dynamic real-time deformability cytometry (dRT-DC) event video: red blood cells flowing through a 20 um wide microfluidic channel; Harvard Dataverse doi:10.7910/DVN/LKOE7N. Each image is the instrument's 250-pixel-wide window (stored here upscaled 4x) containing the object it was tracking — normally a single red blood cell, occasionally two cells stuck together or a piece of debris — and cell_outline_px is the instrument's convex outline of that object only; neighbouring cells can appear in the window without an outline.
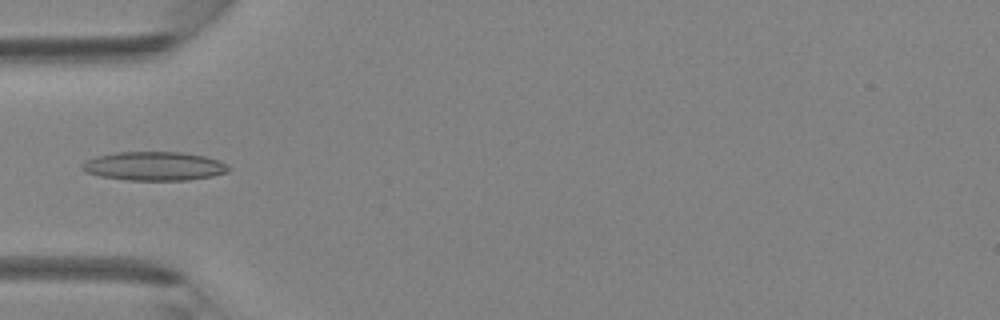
{"species": "Egyptian fruit bat (a non-hibernating species)", "species_latin": "Rousettus aegyptiacus", "temperature_condition": "room temperature", "stored_images_in_passage": 38, "camera_frame_rate_fps": 3000, "um_per_image_px": 0.085, "animal": {"sex": "female"}, "frame": {"image": 1, "passage_image": 11, "time_ms": 3.333, "image_size_px": [1000, 320], "cell_outline_px": [[232, 168], [228, 172], [212, 176], [188, 180], [128, 180], [100, 176], [88, 172], [80, 168], [80, 164], [96, 156], [116, 152], [180, 152], [204, 156], [216, 160]], "centroid_in_image_um": [13.09, 14.12], "position_along_channel_um": 71.9, "area_um2": 24.45}}
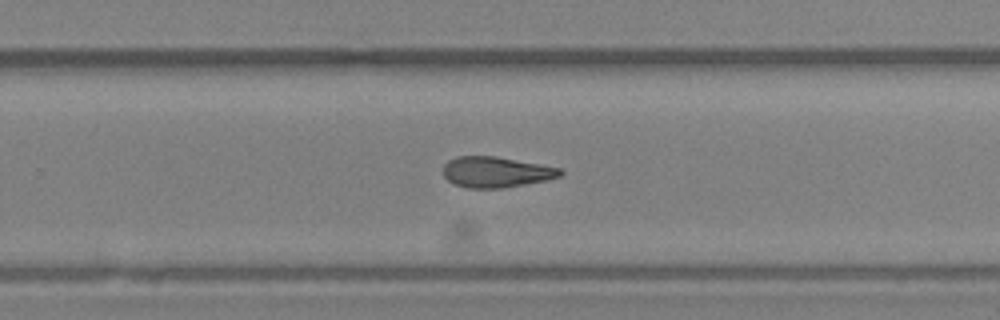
{"frame": {"image": 2, "passage_image": 24, "time_ms": 7.667, "image_size_px": [1000, 320], "cell_outline_px": [[564, 172], [560, 176], [548, 180], [500, 188], [468, 188], [456, 184], [448, 180], [444, 176], [444, 164], [448, 160], [456, 156], [496, 156], [540, 164], [560, 168]], "centroid_in_image_um": [42.17, 14.61], "position_along_channel_um": 287.6, "area_um2": 20.87}}
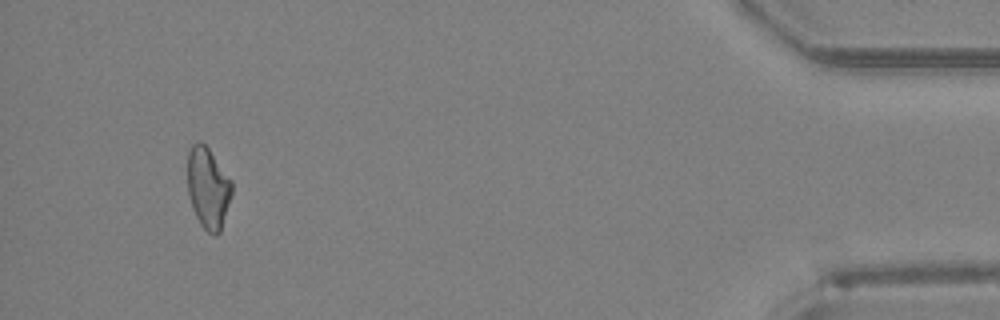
{"frame": {"image": 3, "passage_image": 36, "time_ms": 11.667, "image_size_px": [1000, 320], "cell_outline_px": [[232, 196], [220, 232], [216, 236], [208, 232], [200, 224], [192, 208], [188, 196], [188, 152], [192, 144], [200, 140], [208, 148], [232, 180]], "centroid_in_image_um": [17.69, 15.98], "position_along_channel_um": 417.5, "area_um2": 21.1}}